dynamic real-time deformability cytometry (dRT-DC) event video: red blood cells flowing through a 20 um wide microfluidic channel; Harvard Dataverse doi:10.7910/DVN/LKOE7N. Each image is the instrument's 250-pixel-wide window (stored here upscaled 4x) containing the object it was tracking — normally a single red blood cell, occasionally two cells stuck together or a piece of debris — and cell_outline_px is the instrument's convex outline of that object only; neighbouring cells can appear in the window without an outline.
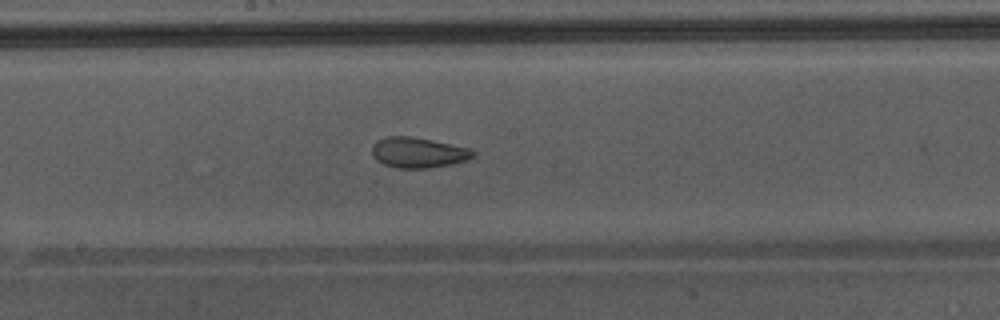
{"species": "Egyptian fruit bat (a non-hibernating species)", "species_latin": "Rousettus aegyptiacus", "temperature_condition": "warm", "stored_images_in_passage": 34, "camera_frame_rate_fps": 3000, "um_per_image_px": 0.085, "animal": {"sex": "male"}, "frame": {"image": 1, "passage_image": 28, "time_ms": 9.0, "image_size_px": [1000, 320], "cell_outline_px": [[476, 156], [468, 160], [452, 164], [428, 168], [396, 168], [384, 164], [376, 160], [372, 152], [372, 144], [376, 140], [384, 136], [412, 136], [432, 140], [468, 148], [476, 152]], "centroid_in_image_um": [35.54, 12.96], "position_along_channel_um": 212.7, "area_um2": 18.09}}